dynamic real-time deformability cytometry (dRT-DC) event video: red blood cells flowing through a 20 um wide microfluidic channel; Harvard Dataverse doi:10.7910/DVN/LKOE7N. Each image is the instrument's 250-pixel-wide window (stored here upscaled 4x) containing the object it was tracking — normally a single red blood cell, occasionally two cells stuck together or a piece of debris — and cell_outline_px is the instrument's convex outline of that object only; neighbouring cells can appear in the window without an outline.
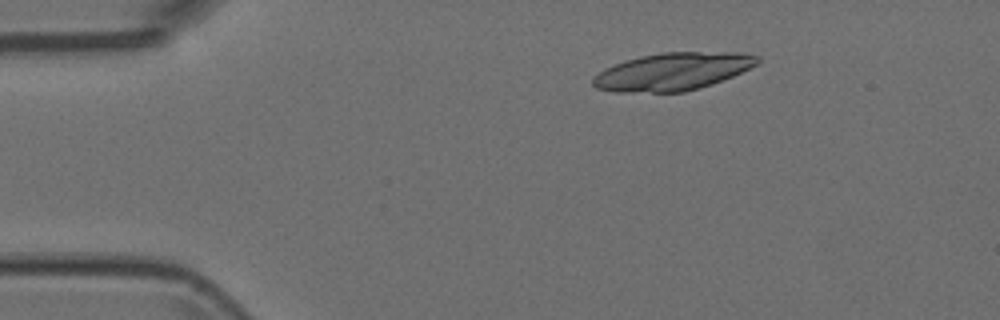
{"species": "Egyptian fruit bat (a non-hibernating species)", "species_latin": "Rousettus aegyptiacus", "temperature_condition": "room temperature", "stored_images_in_passage": 5, "camera_frame_rate_fps": 3000, "um_per_image_px": 0.085, "animal": {"sex": "female"}, "frame": {"image": 1, "passage_image": 3, "time_ms": 0.667, "image_size_px": [1000, 320], "cell_outline_px": [[760, 60], [756, 64], [732, 76], [712, 84], [700, 88], [684, 92], [612, 92], [596, 88], [592, 84], [592, 76], [604, 68], [640, 56], [660, 52], [744, 52], [760, 56]], "centroid_in_image_um": [57.16, 6.08], "position_along_channel_um": 27.8, "area_um2": 36.13}}
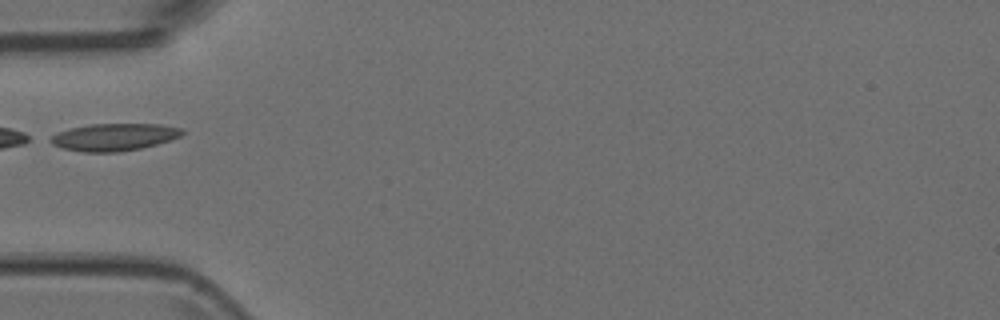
{"frame": {"image": 2, "passage_image": 5, "time_ms": 1.333, "image_size_px": [1000, 320], "cell_outline_px": [[184, 132], [180, 136], [156, 144], [140, 148], [116, 152], [80, 152], [64, 148], [52, 144], [44, 140], [60, 132], [72, 128], [88, 124], [160, 124], [184, 128]], "centroid_in_image_um": [9.68, 11.65], "position_along_channel_um": 75.3, "area_um2": 20.87}}